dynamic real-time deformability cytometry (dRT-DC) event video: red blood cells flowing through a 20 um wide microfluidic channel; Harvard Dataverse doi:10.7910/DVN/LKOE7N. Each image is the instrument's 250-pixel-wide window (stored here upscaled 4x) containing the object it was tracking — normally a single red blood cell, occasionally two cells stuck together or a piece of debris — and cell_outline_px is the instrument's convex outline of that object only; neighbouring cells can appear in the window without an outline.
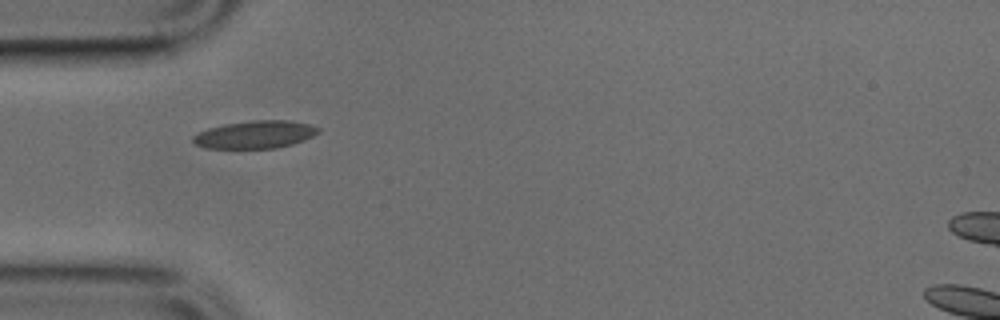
{"species": "common noctule bat (a hibernating species)", "species_latin": "Nyctalus noctula", "temperature_condition": "cold", "stored_images_in_passage": 35, "camera_frame_rate_fps": 3000, "um_per_image_px": 0.085, "animal": {"sex": "male", "body_mass_g": 17.9, "forearm_length_mm": 54.2}, "frame": {"image": 1, "passage_image": 1, "time_ms": 0.0, "image_size_px": [1000, 320], "cell_outline_px": [[320, 132], [304, 140], [292, 144], [276, 148], [204, 148], [196, 144], [192, 140], [192, 136], [208, 128], [224, 124], [252, 120], [288, 120], [308, 124], [320, 128]], "centroid_in_image_um": [21.68, 11.43], "position_along_channel_um": 63.3, "area_um2": 20.17}}
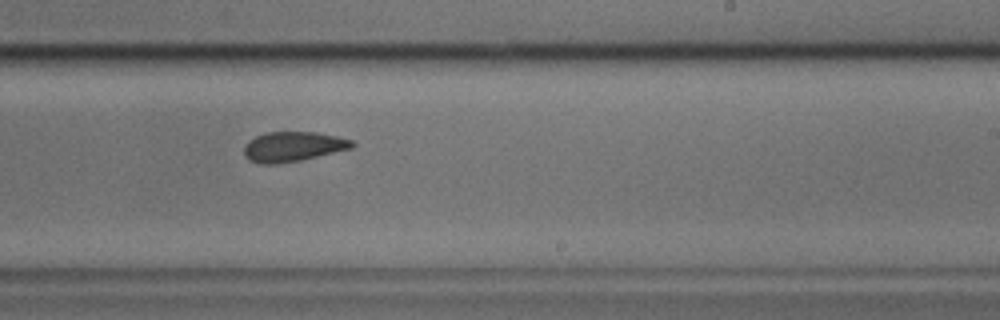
{"frame": {"image": 2, "passage_image": 16, "time_ms": 5.0, "image_size_px": [1000, 320], "cell_outline_px": [[356, 144], [352, 148], [300, 160], [276, 164], [260, 164], [248, 160], [244, 156], [244, 148], [248, 140], [256, 136], [268, 132], [316, 132], [336, 136], [352, 140]], "centroid_in_image_um": [24.88, 12.46], "position_along_channel_um": 264.1, "area_um2": 18.79}}
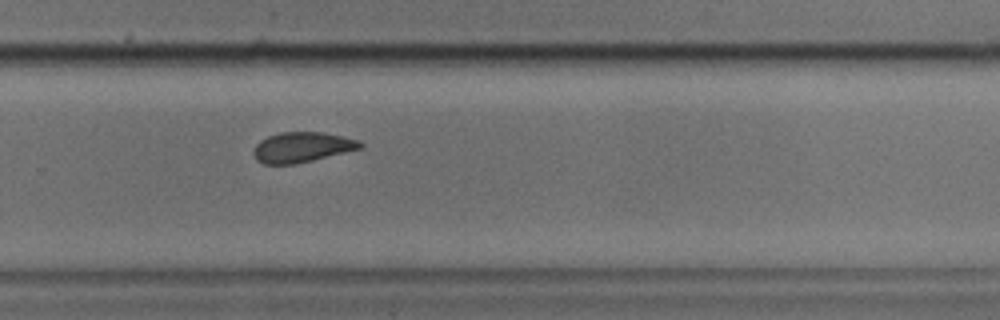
{"frame": {"image": 3, "passage_image": 19, "time_ms": 6.0, "image_size_px": [1000, 320], "cell_outline_px": [[364, 148], [312, 160], [292, 164], [264, 164], [256, 160], [252, 152], [256, 144], [260, 140], [268, 136], [280, 132], [324, 132], [360, 140], [364, 144]], "centroid_in_image_um": [25.69, 12.5], "position_along_channel_um": 304.1, "area_um2": 18.9}}